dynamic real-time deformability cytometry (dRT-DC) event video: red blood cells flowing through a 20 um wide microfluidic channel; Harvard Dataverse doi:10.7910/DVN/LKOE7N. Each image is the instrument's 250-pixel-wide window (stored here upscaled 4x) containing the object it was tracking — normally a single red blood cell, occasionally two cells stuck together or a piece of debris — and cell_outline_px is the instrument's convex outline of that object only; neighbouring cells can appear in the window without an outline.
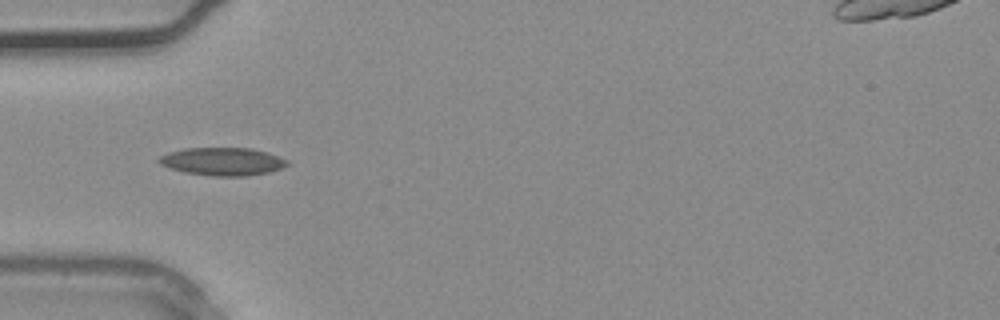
{"species": "common noctule bat (a hibernating species)", "species_latin": "Nyctalus noctula", "temperature_condition": "warm", "stored_images_in_passage": 25, "camera_frame_rate_fps": 3000, "um_per_image_px": 0.085, "animal": {"sex": "male", "body_mass_g": 20.4}, "frame": {"image": 1, "passage_image": 1, "time_ms": 0.0, "image_size_px": [1000, 320], "cell_outline_px": [[288, 164], [284, 168], [268, 172], [248, 176], [212, 176], [184, 172], [160, 164], [156, 160], [160, 156], [168, 152], [184, 148], [252, 148], [288, 160]], "centroid_in_image_um": [18.9, 13.73], "position_along_channel_um": 66.1, "area_um2": 20.81}}